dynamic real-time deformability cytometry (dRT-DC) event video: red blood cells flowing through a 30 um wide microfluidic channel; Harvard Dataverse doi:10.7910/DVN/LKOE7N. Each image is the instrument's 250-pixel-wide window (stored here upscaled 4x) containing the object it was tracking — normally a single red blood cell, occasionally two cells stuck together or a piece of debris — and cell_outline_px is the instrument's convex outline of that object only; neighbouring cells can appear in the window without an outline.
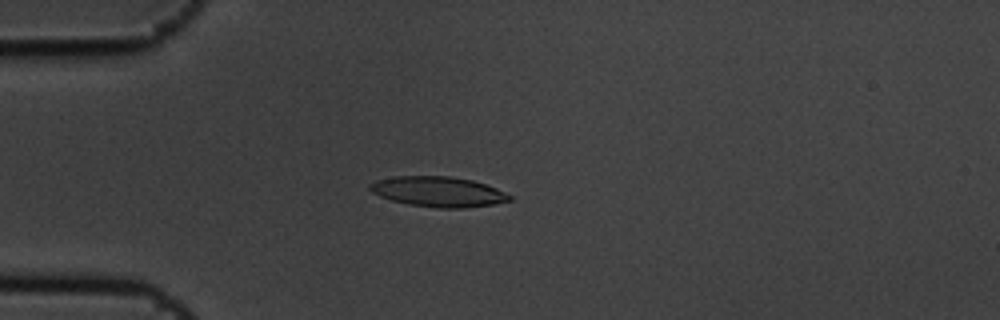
{"species": "common noctule bat (a hibernating species)", "species_latin": "Nyctalus noctula", "temperature_condition": "cold", "stored_images_in_passage": 7, "camera_frame_rate_fps": 3000, "um_per_image_px": 0.085, "animal": {"sex": "male", "body_mass_g": 19.5, "forearm_length_mm": 54.6}, "frame": {"image": 1, "passage_image": 5, "time_ms": 1.333, "image_size_px": [1000, 320], "cell_outline_px": [[512, 200], [492, 204], [464, 208], [436, 208], [408, 204], [392, 200], [380, 196], [372, 192], [368, 188], [368, 184], [376, 180], [392, 176], [452, 176], [472, 180], [496, 188], [512, 196]], "centroid_in_image_um": [37.22, 16.29], "position_along_channel_um": 47.8, "area_um2": 24.62}}
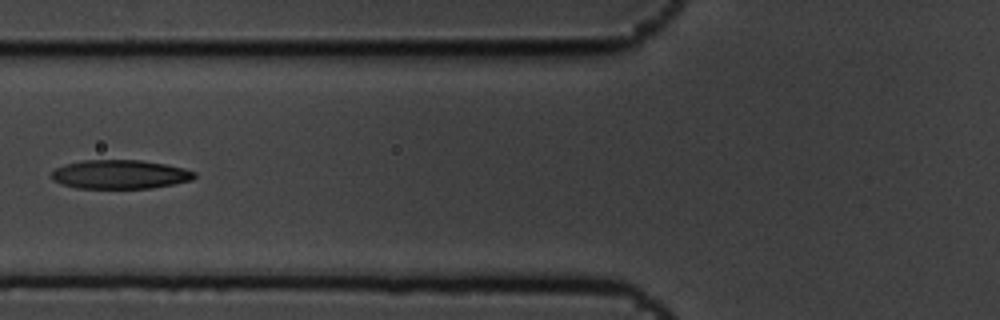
{"frame": {"image": 2, "passage_image": 7, "time_ms": 2.0, "image_size_px": [1000, 320], "cell_outline_px": [[196, 176], [192, 180], [152, 188], [76, 188], [52, 180], [52, 172], [56, 168], [64, 164], [84, 160], [140, 160], [164, 164], [184, 168], [196, 172]], "centroid_in_image_um": [10.21, 14.82], "position_along_channel_um": 115.6, "area_um2": 23.99}}